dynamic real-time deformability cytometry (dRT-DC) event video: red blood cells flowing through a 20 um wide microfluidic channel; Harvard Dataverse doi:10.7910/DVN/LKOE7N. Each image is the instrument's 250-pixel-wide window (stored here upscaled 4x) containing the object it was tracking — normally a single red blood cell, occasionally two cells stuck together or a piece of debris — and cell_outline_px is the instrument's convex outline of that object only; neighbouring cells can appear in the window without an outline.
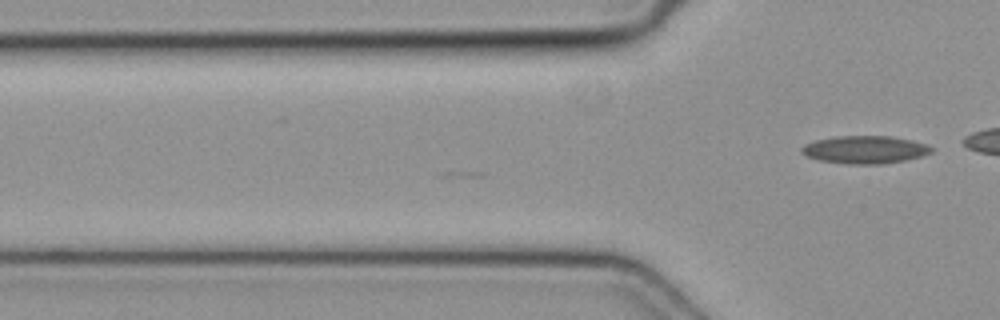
{"species": "common noctule bat (a hibernating species)", "species_latin": "Nyctalus noctula", "temperature_condition": "cold", "stored_images_in_passage": 4, "camera_frame_rate_fps": 3000, "um_per_image_px": 0.085, "animal": {"sex": "female", "body_mass_g": 19.3, "forearm_length_mm": 54.1}, "frame": {"image": 1, "passage_image": 4, "time_ms": 1.0, "image_size_px": [1000, 320], "cell_outline_px": [[932, 152], [924, 156], [884, 164], [848, 164], [820, 160], [808, 156], [800, 152], [800, 148], [804, 144], [816, 140], [836, 136], [892, 136], [912, 140], [928, 144], [932, 148]], "centroid_in_image_um": [73.54, 12.72], "position_along_channel_um": 52.3, "area_um2": 21.1}}